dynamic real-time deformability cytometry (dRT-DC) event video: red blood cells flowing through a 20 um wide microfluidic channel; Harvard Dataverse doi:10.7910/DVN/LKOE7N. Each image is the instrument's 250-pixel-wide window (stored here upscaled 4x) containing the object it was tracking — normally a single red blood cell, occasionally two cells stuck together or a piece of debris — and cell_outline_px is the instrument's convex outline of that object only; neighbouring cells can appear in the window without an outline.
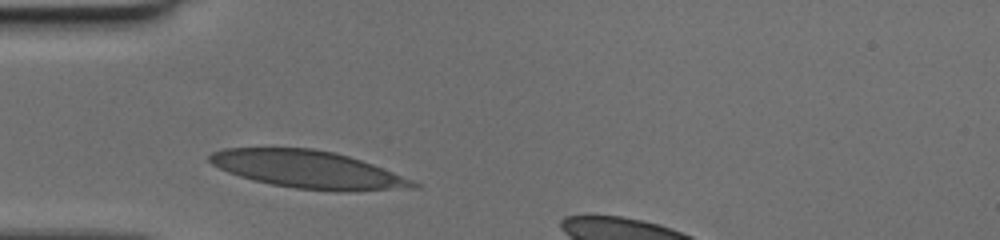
{"species": "human", "species_latin": "Homo sapiens", "temperature_condition": "cold", "stored_images_in_passage": 25, "camera_frame_rate_fps": 3000, "um_per_image_px": 0.085, "donor": {"sex": "female"}, "frame": {"image": 1, "passage_image": 1, "time_ms": 0.0, "image_size_px": [1000, 240], "cell_outline_px": [[420, 188], [344, 192], [332, 192], [296, 188], [272, 184], [240, 176], [228, 172], [212, 164], [208, 160], [208, 156], [212, 152], [224, 148], [312, 148], [332, 152], [348, 156], [372, 164], [412, 180], [420, 184]], "centroid_in_image_um": [26.21, 14.42], "position_along_channel_um": 58.8, "area_um2": 44.45}}
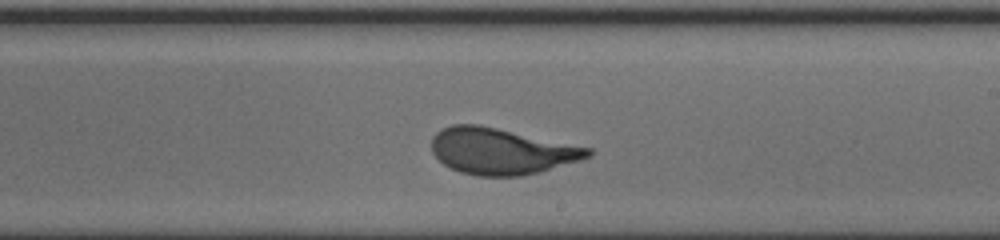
{"frame": {"image": 2, "passage_image": 15, "time_ms": 4.667, "image_size_px": [1000, 240], "cell_outline_px": [[592, 152], [588, 156], [580, 160], [540, 172], [520, 176], [476, 176], [460, 172], [444, 164], [432, 152], [432, 136], [440, 128], [452, 124], [480, 124], [592, 148]], "centroid_in_image_um": [42.58, 12.84], "position_along_channel_um": 246.4, "area_um2": 42.19}}
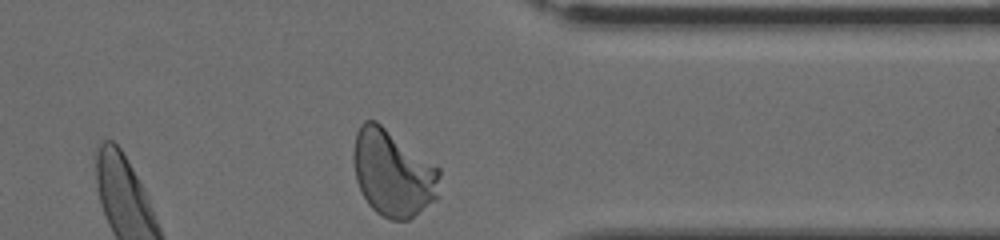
{"frame": {"image": 3, "passage_image": 25, "time_ms": 8.0, "image_size_px": [1000, 240], "cell_outline_px": [[440, 176], [436, 200], [408, 220], [388, 220], [380, 216], [368, 204], [356, 180], [352, 156], [352, 152], [356, 132], [360, 124], [364, 120], [376, 120], [440, 168]], "centroid_in_image_um": [33.38, 14.71], "position_along_channel_um": 378.0, "area_um2": 43.7}}